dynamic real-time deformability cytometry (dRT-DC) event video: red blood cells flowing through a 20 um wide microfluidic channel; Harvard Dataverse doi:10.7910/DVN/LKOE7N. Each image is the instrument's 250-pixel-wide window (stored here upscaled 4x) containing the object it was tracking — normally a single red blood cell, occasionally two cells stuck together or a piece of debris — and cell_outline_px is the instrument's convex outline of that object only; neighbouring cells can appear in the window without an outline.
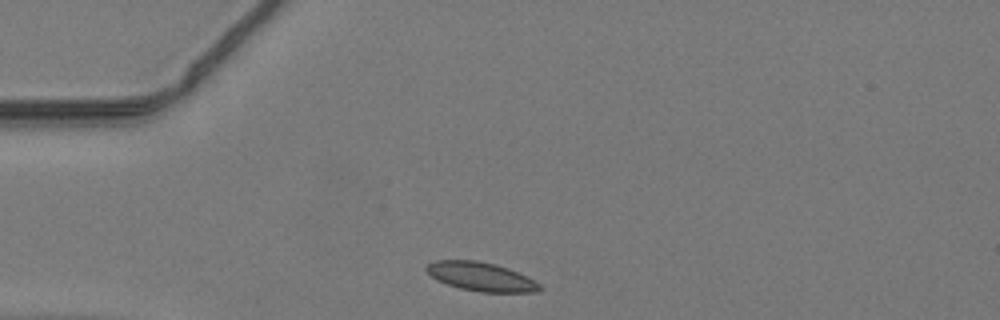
{"species": "common noctule bat (a hibernating species)", "species_latin": "Nyctalus noctula", "temperature_condition": "warm", "stored_images_in_passage": 36, "camera_frame_rate_fps": 3000, "um_per_image_px": 0.085, "animal": {"sex": "male", "body_mass_g": 19.2, "forearm_length_mm": 51.8}, "frame": {"image": 1, "passage_image": 1, "time_ms": 0.0, "image_size_px": [1000, 320], "cell_outline_px": [[544, 288], [540, 292], [480, 292], [460, 288], [436, 280], [424, 268], [428, 264], [436, 260], [476, 260], [496, 264], [508, 268], [540, 284]], "centroid_in_image_um": [40.88, 23.52], "position_along_channel_um": 44.1, "area_um2": 18.9}}
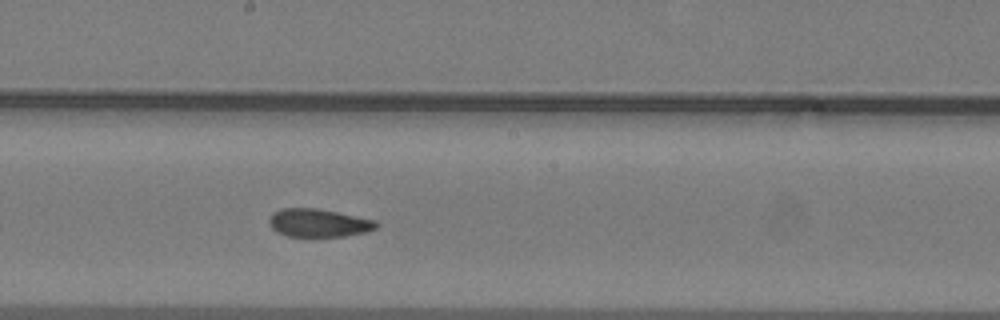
{"frame": {"image": 2, "passage_image": 15, "time_ms": 4.667, "image_size_px": [1000, 320], "cell_outline_px": [[380, 224], [376, 228], [364, 232], [344, 236], [316, 240], [288, 236], [276, 232], [268, 224], [268, 216], [272, 212], [280, 208], [316, 208], [376, 220]], "centroid_in_image_um": [27.01, 18.99], "position_along_channel_um": 221.2, "area_um2": 18.44}}
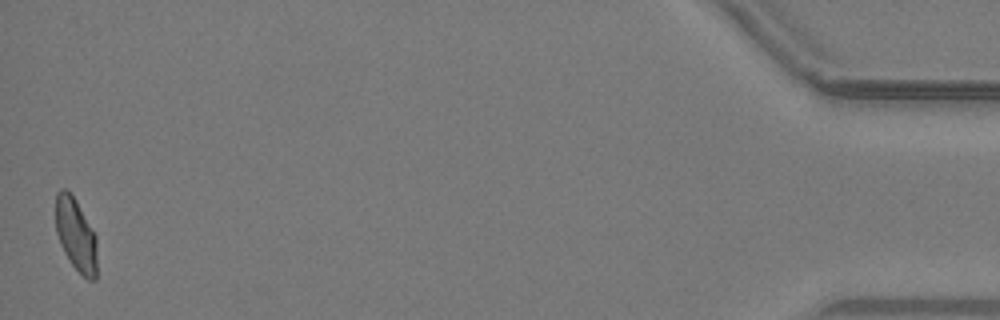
{"frame": {"image": 3, "passage_image": 36, "time_ms": 11.667, "image_size_px": [1000, 320], "cell_outline_px": [[96, 280], [88, 280], [72, 264], [64, 252], [60, 244], [56, 232], [56, 192], [60, 188], [68, 188], [72, 192], [96, 236]], "centroid_in_image_um": [6.43, 19.89], "position_along_channel_um": 428.8, "area_um2": 17.63}}